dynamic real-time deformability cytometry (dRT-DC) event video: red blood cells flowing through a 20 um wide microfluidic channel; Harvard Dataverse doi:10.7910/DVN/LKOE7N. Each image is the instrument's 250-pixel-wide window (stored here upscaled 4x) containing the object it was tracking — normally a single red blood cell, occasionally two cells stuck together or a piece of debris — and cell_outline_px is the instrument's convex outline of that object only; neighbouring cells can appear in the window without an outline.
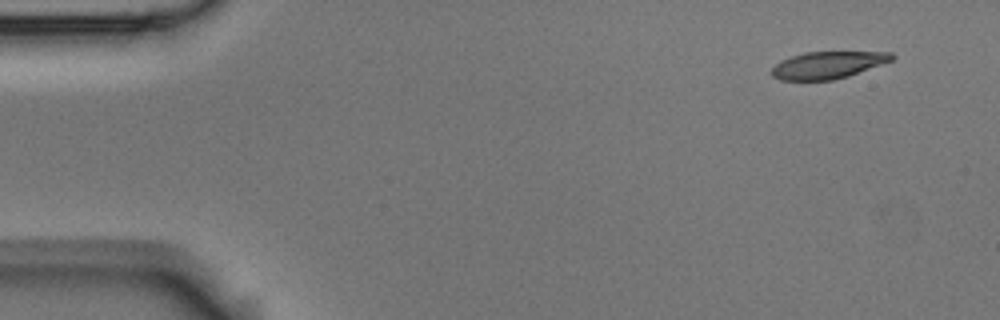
{"species": "Egyptian fruit bat (a non-hibernating species)", "species_latin": "Rousettus aegyptiacus", "temperature_condition": "room temperature", "stored_images_in_passage": 4, "camera_frame_rate_fps": 3000, "um_per_image_px": 0.085, "animal": {"sex": "male"}, "frame": {"image": 1, "passage_image": 1, "time_ms": 0.0, "image_size_px": [1000, 320], "cell_outline_px": [[896, 56], [892, 60], [848, 76], [832, 80], [780, 80], [772, 76], [772, 68], [780, 60], [804, 52], [892, 52]], "centroid_in_image_um": [70.35, 5.52], "position_along_channel_um": 14.7, "area_um2": 18.84}}